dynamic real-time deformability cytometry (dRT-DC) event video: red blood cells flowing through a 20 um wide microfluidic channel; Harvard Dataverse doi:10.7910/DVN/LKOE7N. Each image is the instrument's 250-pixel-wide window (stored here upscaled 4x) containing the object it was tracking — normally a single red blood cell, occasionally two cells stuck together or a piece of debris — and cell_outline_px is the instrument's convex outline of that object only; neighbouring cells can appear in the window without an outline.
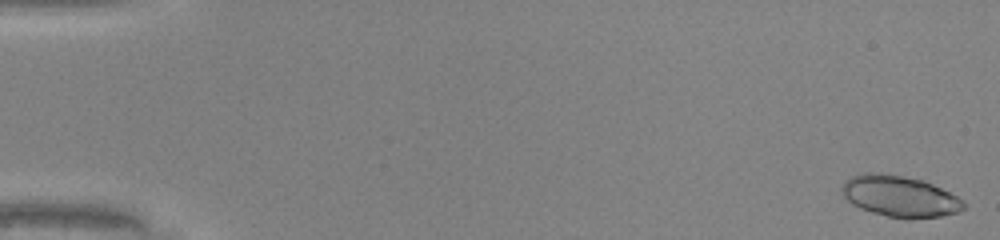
{"species": "common noctule bat (a hibernating species)", "species_latin": "Nyctalus noctula", "temperature_condition": "warm", "stored_images_in_passage": 49, "camera_frame_rate_fps": 3000, "um_per_image_px": 0.085, "animal": {"sex": "male", "body_mass_g": 20.0, "forearm_length_mm": 53.3}, "frame": {"image": 1, "passage_image": 1, "time_ms": 0.0, "image_size_px": [1000, 240], "cell_outline_px": [[964, 208], [960, 212], [940, 216], [908, 220], [888, 216], [872, 212], [860, 208], [852, 204], [840, 192], [840, 188], [852, 176], [864, 172], [880, 172], [904, 176], [924, 180], [964, 200]], "centroid_in_image_um": [76.48, 16.69], "position_along_channel_um": 8.5, "area_um2": 29.36}}
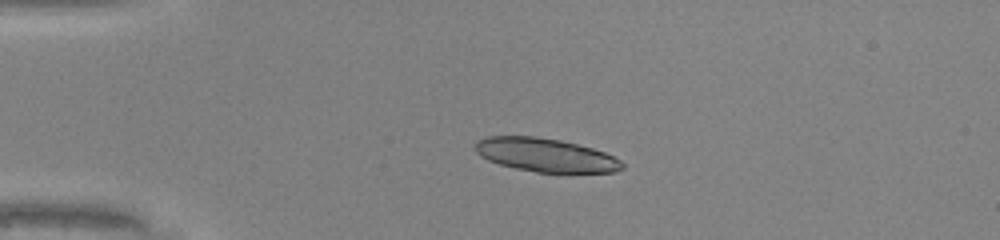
{"frame": {"image": 2, "passage_image": 12, "time_ms": 3.667, "image_size_px": [1000, 240], "cell_outline_px": [[624, 168], [616, 172], [536, 172], [516, 168], [500, 164], [488, 160], [480, 156], [476, 152], [476, 144], [480, 140], [488, 136], [536, 136], [560, 140], [592, 148], [604, 152], [620, 160], [624, 164]], "centroid_in_image_um": [46.39, 13.18], "position_along_channel_um": 38.6, "area_um2": 28.44}}